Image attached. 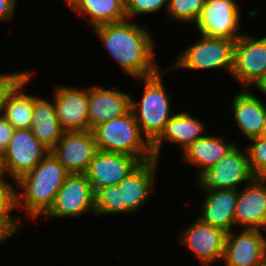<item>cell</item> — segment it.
<instances>
[{"instance_id":"1","label":"cell","mask_w":266,"mask_h":266,"mask_svg":"<svg viewBox=\"0 0 266 266\" xmlns=\"http://www.w3.org/2000/svg\"><path fill=\"white\" fill-rule=\"evenodd\" d=\"M140 21L125 19L93 28L97 38L123 73L133 79L151 76L161 68L152 32ZM158 61V62H157Z\"/></svg>"},{"instance_id":"2","label":"cell","mask_w":266,"mask_h":266,"mask_svg":"<svg viewBox=\"0 0 266 266\" xmlns=\"http://www.w3.org/2000/svg\"><path fill=\"white\" fill-rule=\"evenodd\" d=\"M69 174L49 152L33 170L15 181V210H24L26 213L24 216L18 214V219L26 225V218V221L33 222L43 218L52 207L57 192Z\"/></svg>"},{"instance_id":"3","label":"cell","mask_w":266,"mask_h":266,"mask_svg":"<svg viewBox=\"0 0 266 266\" xmlns=\"http://www.w3.org/2000/svg\"><path fill=\"white\" fill-rule=\"evenodd\" d=\"M164 70V71H163ZM163 71V72H162ZM172 71L169 67L143 78L134 79L143 82L141 99L131 95V110L142 134L152 144L164 131L167 122L173 117L172 97L165 88L163 73ZM134 97V98H133Z\"/></svg>"},{"instance_id":"4","label":"cell","mask_w":266,"mask_h":266,"mask_svg":"<svg viewBox=\"0 0 266 266\" xmlns=\"http://www.w3.org/2000/svg\"><path fill=\"white\" fill-rule=\"evenodd\" d=\"M92 132L100 151L128 154L141 162L154 159L152 144L142 134L132 110L96 126Z\"/></svg>"},{"instance_id":"5","label":"cell","mask_w":266,"mask_h":266,"mask_svg":"<svg viewBox=\"0 0 266 266\" xmlns=\"http://www.w3.org/2000/svg\"><path fill=\"white\" fill-rule=\"evenodd\" d=\"M201 36V37H200ZM198 38L178 52L174 58L171 70L188 71L226 70L231 76L234 64L235 40L218 37H208L198 34Z\"/></svg>"},{"instance_id":"6","label":"cell","mask_w":266,"mask_h":266,"mask_svg":"<svg viewBox=\"0 0 266 266\" xmlns=\"http://www.w3.org/2000/svg\"><path fill=\"white\" fill-rule=\"evenodd\" d=\"M254 178L246 148L236 143L214 166L202 173L194 185L199 189L238 190L241 184L246 186Z\"/></svg>"},{"instance_id":"7","label":"cell","mask_w":266,"mask_h":266,"mask_svg":"<svg viewBox=\"0 0 266 266\" xmlns=\"http://www.w3.org/2000/svg\"><path fill=\"white\" fill-rule=\"evenodd\" d=\"M89 213L95 216V192L92 184L85 173H72L66 177L52 207L43 217L79 219Z\"/></svg>"},{"instance_id":"8","label":"cell","mask_w":266,"mask_h":266,"mask_svg":"<svg viewBox=\"0 0 266 266\" xmlns=\"http://www.w3.org/2000/svg\"><path fill=\"white\" fill-rule=\"evenodd\" d=\"M236 0H206L200 16L194 24L195 32L208 37L237 40L244 35L240 30L242 7Z\"/></svg>"},{"instance_id":"9","label":"cell","mask_w":266,"mask_h":266,"mask_svg":"<svg viewBox=\"0 0 266 266\" xmlns=\"http://www.w3.org/2000/svg\"><path fill=\"white\" fill-rule=\"evenodd\" d=\"M266 74V35L245 32L235 43L231 77L242 88H252Z\"/></svg>"},{"instance_id":"10","label":"cell","mask_w":266,"mask_h":266,"mask_svg":"<svg viewBox=\"0 0 266 266\" xmlns=\"http://www.w3.org/2000/svg\"><path fill=\"white\" fill-rule=\"evenodd\" d=\"M181 232L177 241L196 256L200 266L221 264L227 232L202 222L198 217Z\"/></svg>"},{"instance_id":"11","label":"cell","mask_w":266,"mask_h":266,"mask_svg":"<svg viewBox=\"0 0 266 266\" xmlns=\"http://www.w3.org/2000/svg\"><path fill=\"white\" fill-rule=\"evenodd\" d=\"M49 152L29 128L14 129L9 145L3 152L7 178L17 181L33 170Z\"/></svg>"},{"instance_id":"12","label":"cell","mask_w":266,"mask_h":266,"mask_svg":"<svg viewBox=\"0 0 266 266\" xmlns=\"http://www.w3.org/2000/svg\"><path fill=\"white\" fill-rule=\"evenodd\" d=\"M238 231L232 230L226 235L223 266H263L266 231L246 228Z\"/></svg>"},{"instance_id":"13","label":"cell","mask_w":266,"mask_h":266,"mask_svg":"<svg viewBox=\"0 0 266 266\" xmlns=\"http://www.w3.org/2000/svg\"><path fill=\"white\" fill-rule=\"evenodd\" d=\"M158 161L141 162L120 183L121 214L136 215L148 203L157 186ZM153 191V192H152Z\"/></svg>"},{"instance_id":"14","label":"cell","mask_w":266,"mask_h":266,"mask_svg":"<svg viewBox=\"0 0 266 266\" xmlns=\"http://www.w3.org/2000/svg\"><path fill=\"white\" fill-rule=\"evenodd\" d=\"M52 99L56 115L65 131L89 130L88 86L55 85Z\"/></svg>"},{"instance_id":"15","label":"cell","mask_w":266,"mask_h":266,"mask_svg":"<svg viewBox=\"0 0 266 266\" xmlns=\"http://www.w3.org/2000/svg\"><path fill=\"white\" fill-rule=\"evenodd\" d=\"M98 151L91 130L64 131L57 144L50 150L70 173H85Z\"/></svg>"},{"instance_id":"16","label":"cell","mask_w":266,"mask_h":266,"mask_svg":"<svg viewBox=\"0 0 266 266\" xmlns=\"http://www.w3.org/2000/svg\"><path fill=\"white\" fill-rule=\"evenodd\" d=\"M141 161L131 155L98 150L85 174L93 191L108 186H117Z\"/></svg>"},{"instance_id":"17","label":"cell","mask_w":266,"mask_h":266,"mask_svg":"<svg viewBox=\"0 0 266 266\" xmlns=\"http://www.w3.org/2000/svg\"><path fill=\"white\" fill-rule=\"evenodd\" d=\"M242 187L237 190L235 229L266 231V181L262 177H255Z\"/></svg>"},{"instance_id":"18","label":"cell","mask_w":266,"mask_h":266,"mask_svg":"<svg viewBox=\"0 0 266 266\" xmlns=\"http://www.w3.org/2000/svg\"><path fill=\"white\" fill-rule=\"evenodd\" d=\"M131 95L122 89L88 86L89 130L128 113L131 110Z\"/></svg>"},{"instance_id":"19","label":"cell","mask_w":266,"mask_h":266,"mask_svg":"<svg viewBox=\"0 0 266 266\" xmlns=\"http://www.w3.org/2000/svg\"><path fill=\"white\" fill-rule=\"evenodd\" d=\"M231 98L232 120L235 127L247 140L260 137L266 113L264 99L251 88H242Z\"/></svg>"},{"instance_id":"20","label":"cell","mask_w":266,"mask_h":266,"mask_svg":"<svg viewBox=\"0 0 266 266\" xmlns=\"http://www.w3.org/2000/svg\"><path fill=\"white\" fill-rule=\"evenodd\" d=\"M206 124L201 118L192 115V112L182 111L176 112L173 117L167 122L164 131L152 143V153L154 158L161 160L162 146L166 143L177 144L183 152L190 144L197 139L204 137L207 133Z\"/></svg>"},{"instance_id":"21","label":"cell","mask_w":266,"mask_h":266,"mask_svg":"<svg viewBox=\"0 0 266 266\" xmlns=\"http://www.w3.org/2000/svg\"><path fill=\"white\" fill-rule=\"evenodd\" d=\"M204 193L197 216L202 222L220 228L229 233L234 230V213L237 190L234 189H198ZM204 191V192H203Z\"/></svg>"},{"instance_id":"22","label":"cell","mask_w":266,"mask_h":266,"mask_svg":"<svg viewBox=\"0 0 266 266\" xmlns=\"http://www.w3.org/2000/svg\"><path fill=\"white\" fill-rule=\"evenodd\" d=\"M224 136L207 134L194 143L190 144L181 154V162H185L194 166L196 180L207 169L214 166L221 158H223L229 150L236 144L231 138L227 140Z\"/></svg>"},{"instance_id":"23","label":"cell","mask_w":266,"mask_h":266,"mask_svg":"<svg viewBox=\"0 0 266 266\" xmlns=\"http://www.w3.org/2000/svg\"><path fill=\"white\" fill-rule=\"evenodd\" d=\"M33 95V117L29 129L36 138L51 150L64 133L56 115L53 99Z\"/></svg>"},{"instance_id":"24","label":"cell","mask_w":266,"mask_h":266,"mask_svg":"<svg viewBox=\"0 0 266 266\" xmlns=\"http://www.w3.org/2000/svg\"><path fill=\"white\" fill-rule=\"evenodd\" d=\"M68 8L70 14L87 19L92 29L127 19L125 0H74Z\"/></svg>"},{"instance_id":"25","label":"cell","mask_w":266,"mask_h":266,"mask_svg":"<svg viewBox=\"0 0 266 266\" xmlns=\"http://www.w3.org/2000/svg\"><path fill=\"white\" fill-rule=\"evenodd\" d=\"M33 74L34 72H31L25 77V79L13 89L6 100L3 116L14 129L30 127L33 117V94H28L25 89L33 79L32 77L35 76Z\"/></svg>"},{"instance_id":"26","label":"cell","mask_w":266,"mask_h":266,"mask_svg":"<svg viewBox=\"0 0 266 266\" xmlns=\"http://www.w3.org/2000/svg\"><path fill=\"white\" fill-rule=\"evenodd\" d=\"M206 0H169L165 15L172 23L195 24ZM175 21V22H174Z\"/></svg>"},{"instance_id":"27","label":"cell","mask_w":266,"mask_h":266,"mask_svg":"<svg viewBox=\"0 0 266 266\" xmlns=\"http://www.w3.org/2000/svg\"><path fill=\"white\" fill-rule=\"evenodd\" d=\"M121 214L120 187L108 186L99 189L95 193V216Z\"/></svg>"},{"instance_id":"28","label":"cell","mask_w":266,"mask_h":266,"mask_svg":"<svg viewBox=\"0 0 266 266\" xmlns=\"http://www.w3.org/2000/svg\"><path fill=\"white\" fill-rule=\"evenodd\" d=\"M250 143L245 145L249 165L255 177L266 175V138L256 137L248 140Z\"/></svg>"},{"instance_id":"29","label":"cell","mask_w":266,"mask_h":266,"mask_svg":"<svg viewBox=\"0 0 266 266\" xmlns=\"http://www.w3.org/2000/svg\"><path fill=\"white\" fill-rule=\"evenodd\" d=\"M169 0H125V11L128 19L135 20V18L143 15L159 13V11L167 9Z\"/></svg>"},{"instance_id":"30","label":"cell","mask_w":266,"mask_h":266,"mask_svg":"<svg viewBox=\"0 0 266 266\" xmlns=\"http://www.w3.org/2000/svg\"><path fill=\"white\" fill-rule=\"evenodd\" d=\"M8 178L0 179V218H18L15 210V182Z\"/></svg>"},{"instance_id":"31","label":"cell","mask_w":266,"mask_h":266,"mask_svg":"<svg viewBox=\"0 0 266 266\" xmlns=\"http://www.w3.org/2000/svg\"><path fill=\"white\" fill-rule=\"evenodd\" d=\"M32 71L14 70L12 73H0V116L3 115L6 100L13 89L27 77Z\"/></svg>"},{"instance_id":"32","label":"cell","mask_w":266,"mask_h":266,"mask_svg":"<svg viewBox=\"0 0 266 266\" xmlns=\"http://www.w3.org/2000/svg\"><path fill=\"white\" fill-rule=\"evenodd\" d=\"M25 225L18 218H0V245L14 238Z\"/></svg>"},{"instance_id":"33","label":"cell","mask_w":266,"mask_h":266,"mask_svg":"<svg viewBox=\"0 0 266 266\" xmlns=\"http://www.w3.org/2000/svg\"><path fill=\"white\" fill-rule=\"evenodd\" d=\"M19 0H0V22H11L17 14Z\"/></svg>"},{"instance_id":"34","label":"cell","mask_w":266,"mask_h":266,"mask_svg":"<svg viewBox=\"0 0 266 266\" xmlns=\"http://www.w3.org/2000/svg\"><path fill=\"white\" fill-rule=\"evenodd\" d=\"M14 131V127L8 122V120L1 115L0 116V152H4L10 142Z\"/></svg>"},{"instance_id":"35","label":"cell","mask_w":266,"mask_h":266,"mask_svg":"<svg viewBox=\"0 0 266 266\" xmlns=\"http://www.w3.org/2000/svg\"><path fill=\"white\" fill-rule=\"evenodd\" d=\"M253 91L256 90V92L260 93V95L266 96V74L259 80L257 83L251 88Z\"/></svg>"},{"instance_id":"36","label":"cell","mask_w":266,"mask_h":266,"mask_svg":"<svg viewBox=\"0 0 266 266\" xmlns=\"http://www.w3.org/2000/svg\"><path fill=\"white\" fill-rule=\"evenodd\" d=\"M7 178L6 171L4 168V162H3V153L0 152V179Z\"/></svg>"},{"instance_id":"37","label":"cell","mask_w":266,"mask_h":266,"mask_svg":"<svg viewBox=\"0 0 266 266\" xmlns=\"http://www.w3.org/2000/svg\"><path fill=\"white\" fill-rule=\"evenodd\" d=\"M261 136L266 138V113H265V120H264V125H263Z\"/></svg>"},{"instance_id":"38","label":"cell","mask_w":266,"mask_h":266,"mask_svg":"<svg viewBox=\"0 0 266 266\" xmlns=\"http://www.w3.org/2000/svg\"><path fill=\"white\" fill-rule=\"evenodd\" d=\"M74 0H63L64 4H67L69 6Z\"/></svg>"}]
</instances>
